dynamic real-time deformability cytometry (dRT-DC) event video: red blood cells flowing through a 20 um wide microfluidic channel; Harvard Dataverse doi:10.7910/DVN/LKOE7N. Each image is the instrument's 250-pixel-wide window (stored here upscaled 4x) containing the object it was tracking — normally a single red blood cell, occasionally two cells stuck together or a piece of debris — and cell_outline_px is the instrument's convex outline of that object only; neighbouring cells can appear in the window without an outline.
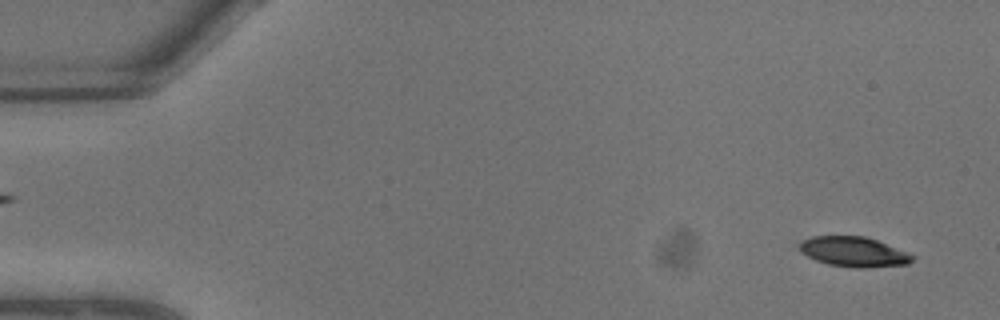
{"species": "common noctule bat (a hibernating species)", "species_latin": "Nyctalus noctula", "temperature_condition": "warm", "stored_images_in_passage": 9, "camera_frame_rate_fps": 3000, "um_per_image_px": 0.085, "animal": {"sex": "male", "body_mass_g": 13.3}, "frame": {"image": 1, "passage_image": 1, "time_ms": 0.0, "image_size_px": [1000, 320], "cell_outline_px": [[916, 256], [908, 264], [868, 268], [856, 268], [828, 264], [816, 260], [800, 252], [796, 244], [800, 240], [812, 236], [864, 236], [876, 240], [908, 252]], "centroid_in_image_um": [72.53, 21.4], "position_along_channel_um": 12.5, "area_um2": 19.94}}
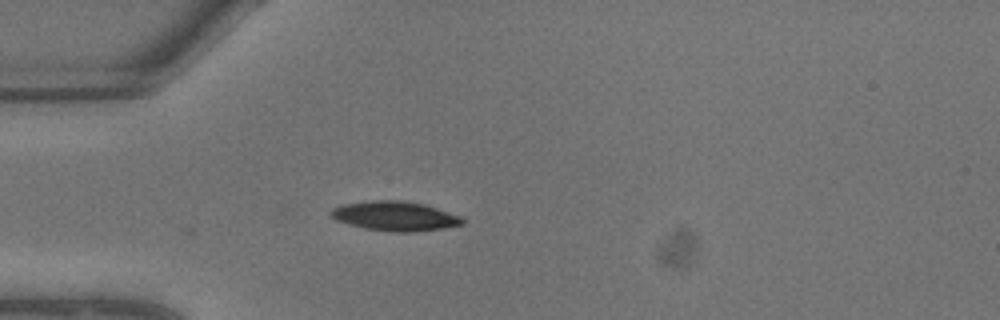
{"frame": {"image": 2, "passage_image": 6, "time_ms": 1.667, "image_size_px": [1000, 320], "cell_outline_px": [[464, 224], [444, 228], [416, 232], [392, 232], [364, 228], [348, 224], [336, 220], [328, 216], [328, 212], [332, 208], [340, 204], [372, 200], [404, 200], [424, 204], [460, 216], [464, 220]], "centroid_in_image_um": [33.52, 18.36], "position_along_channel_um": 51.5, "area_um2": 22.89}}
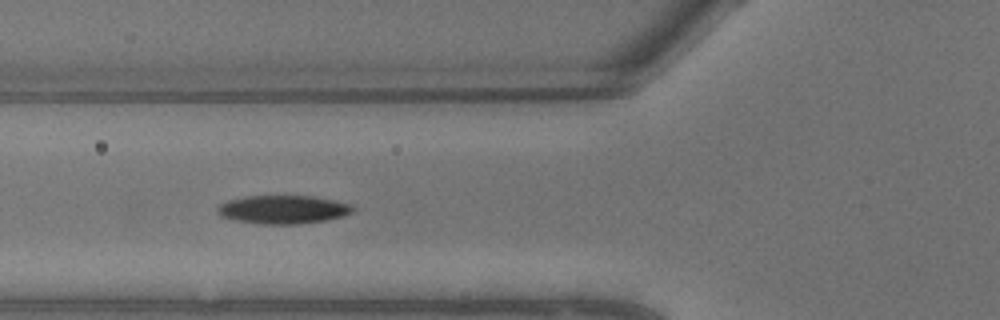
{"frame": {"image": 3, "passage_image": 8, "time_ms": 2.333, "image_size_px": [1000, 320], "cell_outline_px": [[356, 208], [352, 212], [344, 216], [328, 220], [296, 224], [264, 224], [236, 220], [220, 216], [216, 212], [216, 208], [220, 204], [228, 200], [244, 196], [312, 196], [332, 200], [348, 204]], "centroid_in_image_um": [24.04, 17.81], "position_along_channel_um": 101.8, "area_um2": 22.37}}